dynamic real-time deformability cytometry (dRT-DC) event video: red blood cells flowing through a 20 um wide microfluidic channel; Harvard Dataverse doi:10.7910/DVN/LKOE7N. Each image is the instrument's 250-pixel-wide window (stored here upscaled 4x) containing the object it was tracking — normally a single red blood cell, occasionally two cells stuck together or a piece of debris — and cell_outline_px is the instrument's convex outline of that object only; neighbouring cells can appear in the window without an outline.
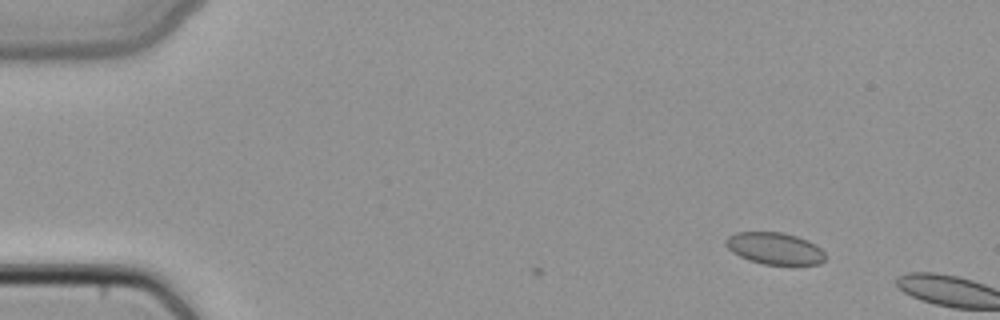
{"species": "common noctule bat (a hibernating species)", "species_latin": "Nyctalus noctula", "temperature_condition": "cold", "stored_images_in_passage": 7, "camera_frame_rate_fps": 3000, "um_per_image_px": 0.085, "animal": {"sex": "female", "body_mass_g": 22.7, "forearm_length_mm": 54.2}, "frame": {"image": 1, "passage_image": 7, "time_ms": 2.0, "image_size_px": [1000, 320], "cell_outline_px": [[824, 260], [820, 264], [764, 264], [748, 260], [732, 252], [724, 244], [724, 240], [728, 236], [736, 232], [784, 232], [808, 240], [816, 244], [824, 252]], "centroid_in_image_um": [65.83, 21.1], "position_along_channel_um": 19.2, "area_um2": 18.5}}